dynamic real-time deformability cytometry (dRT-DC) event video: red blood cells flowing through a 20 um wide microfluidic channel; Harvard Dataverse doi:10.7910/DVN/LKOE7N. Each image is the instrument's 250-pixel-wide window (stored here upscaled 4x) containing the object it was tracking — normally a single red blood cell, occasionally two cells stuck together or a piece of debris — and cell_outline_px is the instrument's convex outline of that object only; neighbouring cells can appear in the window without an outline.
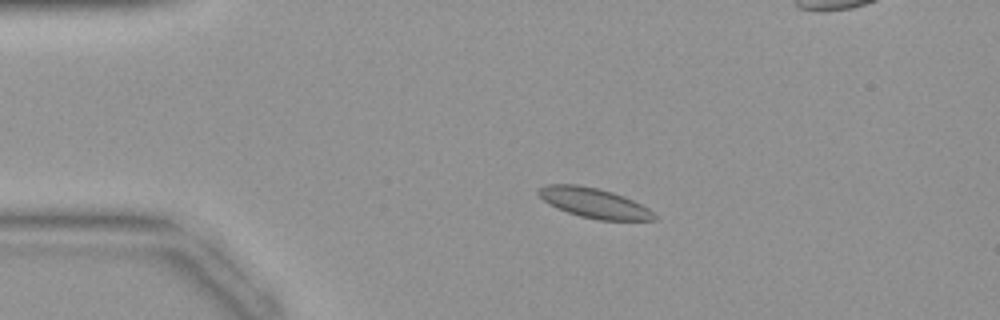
{"species": "common noctule bat (a hibernating species)", "species_latin": "Nyctalus noctula", "temperature_condition": "warm", "stored_images_in_passage": 37, "camera_frame_rate_fps": 3000, "um_per_image_px": 0.085, "animal": {"sex": "female", "body_mass_g": 19.9}, "frame": {"image": 1, "passage_image": 1, "time_ms": 0.0, "image_size_px": [1000, 320], "cell_outline_px": [[656, 220], [596, 220], [580, 216], [556, 208], [548, 204], [536, 192], [540, 188], [548, 184], [580, 184], [612, 192], [624, 196], [648, 208], [656, 216]], "centroid_in_image_um": [50.47, 17.25], "position_along_channel_um": 34.5, "area_um2": 20.06}}
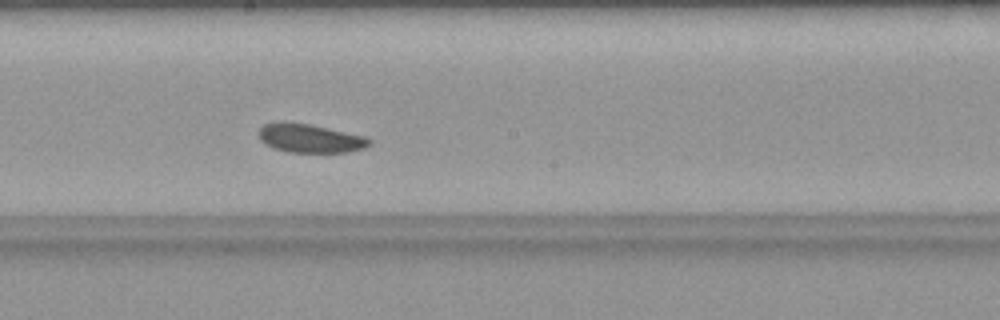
{"frame": {"image": 2, "passage_image": 16, "time_ms": 5.0, "image_size_px": [1000, 320], "cell_outline_px": [[372, 144], [364, 148], [348, 152], [288, 152], [272, 148], [260, 140], [260, 128], [264, 124], [280, 120], [284, 120], [308, 124], [328, 128], [364, 136], [372, 140]], "centroid_in_image_um": [26.34, 11.74], "position_along_channel_um": 221.9, "area_um2": 18.61}}
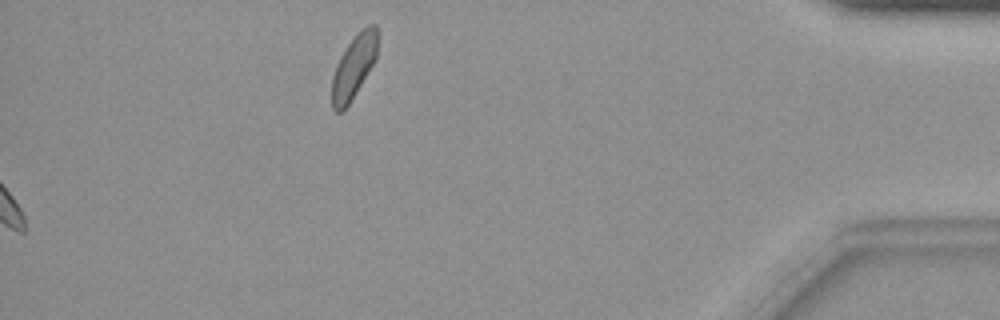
{"frame": {"image": 3, "passage_image": 37, "time_ms": 12.0, "image_size_px": [1000, 320], "cell_outline_px": [[376, 60], [348, 104], [340, 112], [336, 112], [332, 108], [332, 76], [336, 64], [340, 56], [356, 32], [360, 28], [368, 24], [376, 24]], "centroid_in_image_um": [30.06, 5.63], "position_along_channel_um": 405.1, "area_um2": 16.65}}